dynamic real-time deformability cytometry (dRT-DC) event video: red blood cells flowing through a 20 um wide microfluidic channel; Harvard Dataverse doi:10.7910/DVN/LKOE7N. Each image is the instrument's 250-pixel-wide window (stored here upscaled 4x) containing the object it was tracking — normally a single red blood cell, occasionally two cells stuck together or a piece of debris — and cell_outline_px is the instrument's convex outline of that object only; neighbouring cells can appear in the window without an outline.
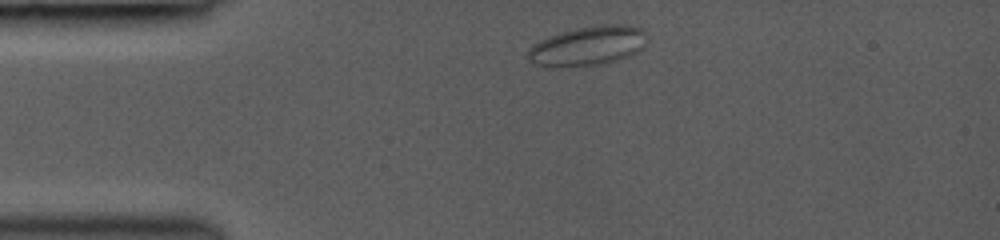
{"species": "common noctule bat (a hibernating species)", "species_latin": "Nyctalus noctula", "temperature_condition": "room temperature", "stored_images_in_passage": 29, "camera_frame_rate_fps": 3000, "um_per_image_px": 0.085, "animal": {"sex": "female", "body_mass_g": 19.0, "forearm_length_mm": 53.3}, "frame": {"image": 1, "passage_image": 1, "time_ms": 0.0, "image_size_px": [1000, 240], "cell_outline_px": [[648, 36], [644, 44], [636, 52], [628, 56], [616, 60], [600, 64], [536, 64], [528, 60], [524, 56], [528, 48], [532, 44], [548, 36], [576, 28], [596, 24], [628, 24], [644, 28]], "centroid_in_image_um": [50.0, 3.83], "position_along_channel_um": 35.0, "area_um2": 26.93}}
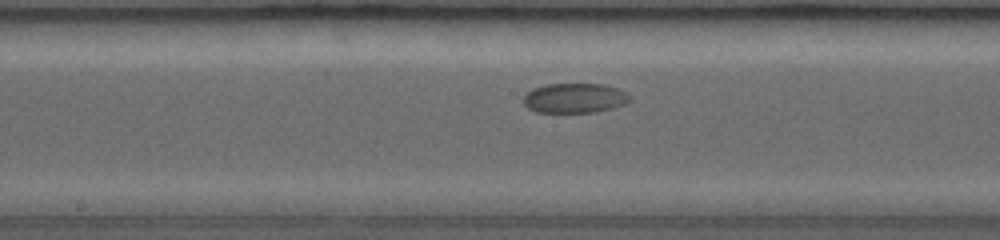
{"frame": {"image": 2, "passage_image": 12, "time_ms": 5.333, "image_size_px": [1000, 240], "cell_outline_px": [[632, 100], [624, 104], [612, 108], [596, 112], [536, 112], [528, 108], [524, 104], [524, 96], [532, 88], [544, 84], [604, 84], [620, 88], [628, 92]], "centroid_in_image_um": [48.88, 8.33], "position_along_channel_um": 199.3, "area_um2": 18.67}}
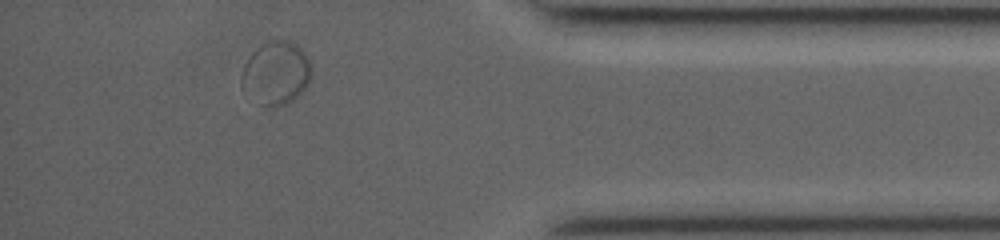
{"frame": {"image": 3, "passage_image": 26, "time_ms": 11.333, "image_size_px": [1000, 240], "cell_outline_px": [[312, 76], [308, 84], [292, 100], [284, 104], [268, 108], [240, 88], [240, 76], [244, 64], [248, 56], [260, 44], [268, 40], [292, 40], [304, 52], [312, 68]], "centroid_in_image_um": [23.44, 6.17], "position_along_channel_um": 411.8, "area_um2": 26.01}}